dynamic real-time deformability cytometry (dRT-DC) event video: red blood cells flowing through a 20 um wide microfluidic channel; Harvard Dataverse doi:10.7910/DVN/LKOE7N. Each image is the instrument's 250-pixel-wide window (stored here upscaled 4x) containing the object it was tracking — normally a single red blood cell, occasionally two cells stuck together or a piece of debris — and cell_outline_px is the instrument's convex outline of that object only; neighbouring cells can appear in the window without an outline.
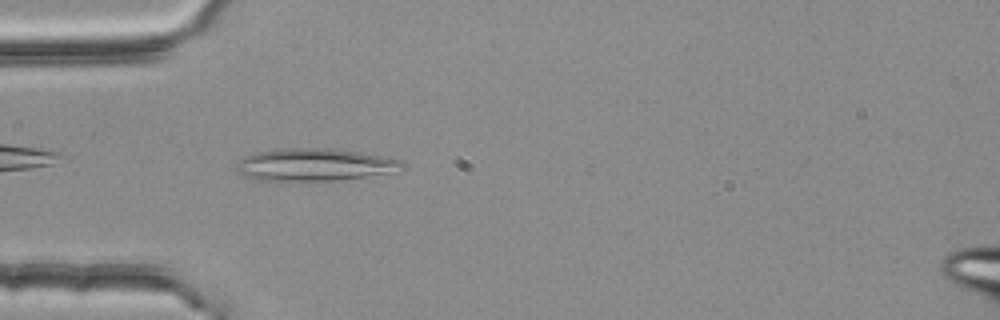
{"species": "common noctule bat (a hibernating species)", "species_latin": "Nyctalus noctula", "temperature_condition": "room temperature", "stored_images_in_passage": 40, "camera_frame_rate_fps": 3000, "um_per_image_px": 0.085, "animal": {"sex": "female", "body_mass_g": 25.1}, "frame": {"image": 1, "passage_image": 2, "time_ms": 0.333, "image_size_px": [1000, 320], "cell_outline_px": [[404, 168], [384, 172], [340, 180], [252, 180], [240, 172], [236, 168], [236, 164], [244, 156], [252, 152], [280, 148], [332, 148], [360, 152], [400, 160], [404, 164]], "centroid_in_image_um": [26.63, 13.98], "position_along_channel_um": 58.4, "area_um2": 30.92}}
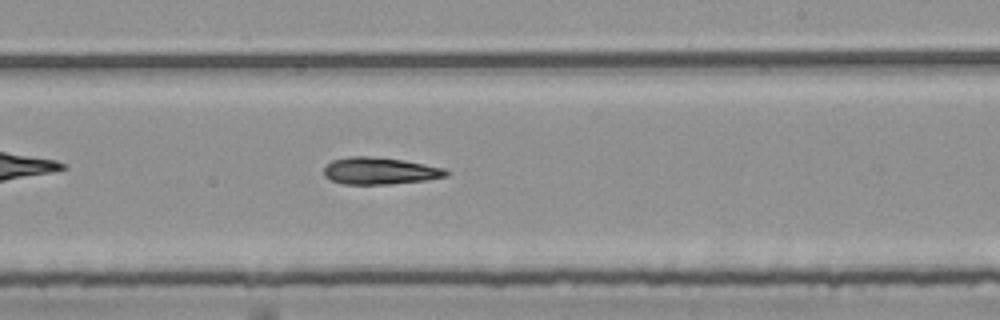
{"frame": {"image": 2, "passage_image": 18, "time_ms": 5.667, "image_size_px": [1000, 320], "cell_outline_px": [[448, 176], [428, 180], [388, 184], [340, 184], [324, 176], [324, 168], [332, 160], [348, 156], [368, 156], [404, 160], [444, 168], [448, 172]], "centroid_in_image_um": [32.28, 14.53], "position_along_channel_um": 256.7, "area_um2": 19.25}}
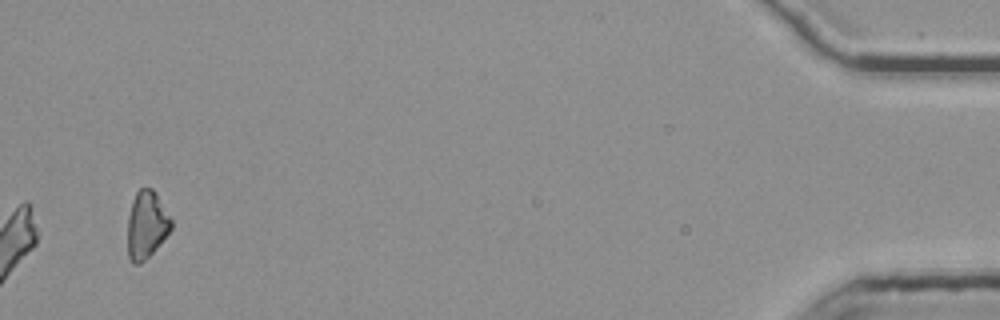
{"frame": {"image": 3, "passage_image": 38, "time_ms": 12.333, "image_size_px": [1000, 320], "cell_outline_px": [[172, 228], [152, 252], [140, 264], [132, 264], [128, 256], [128, 216], [132, 200], [136, 192], [140, 188], [152, 188], [156, 192], [172, 220]], "centroid_in_image_um": [12.44, 19.09], "position_along_channel_um": 422.8, "area_um2": 17.05}, "authors_computed_cell_mechanics": {"area_um2": 18.7272, "velocity_mm_per_s": 3.7891, "shape_relaxation_time_tau1_ms": 4.4041, "shape_relaxation_time_tau2_ms": null, "deformation_change_tau1": 0.1324, "deformation_change_tau2": null}}